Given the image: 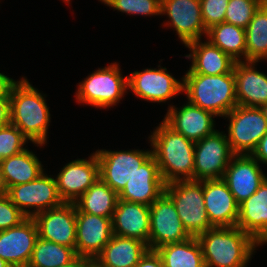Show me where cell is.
<instances>
[{
  "label": "cell",
  "instance_id": "obj_1",
  "mask_svg": "<svg viewBox=\"0 0 267 267\" xmlns=\"http://www.w3.org/2000/svg\"><path fill=\"white\" fill-rule=\"evenodd\" d=\"M47 95L35 88L26 77L12 87L10 93V123L37 147L47 145L51 114Z\"/></svg>",
  "mask_w": 267,
  "mask_h": 267
},
{
  "label": "cell",
  "instance_id": "obj_2",
  "mask_svg": "<svg viewBox=\"0 0 267 267\" xmlns=\"http://www.w3.org/2000/svg\"><path fill=\"white\" fill-rule=\"evenodd\" d=\"M148 141L165 184L193 180L195 143L174 131L163 120Z\"/></svg>",
  "mask_w": 267,
  "mask_h": 267
},
{
  "label": "cell",
  "instance_id": "obj_3",
  "mask_svg": "<svg viewBox=\"0 0 267 267\" xmlns=\"http://www.w3.org/2000/svg\"><path fill=\"white\" fill-rule=\"evenodd\" d=\"M205 267H248L259 243L237 226L212 227L197 236Z\"/></svg>",
  "mask_w": 267,
  "mask_h": 267
},
{
  "label": "cell",
  "instance_id": "obj_4",
  "mask_svg": "<svg viewBox=\"0 0 267 267\" xmlns=\"http://www.w3.org/2000/svg\"><path fill=\"white\" fill-rule=\"evenodd\" d=\"M182 79V94L187 102L216 117H224L237 106L233 71L219 75L184 74Z\"/></svg>",
  "mask_w": 267,
  "mask_h": 267
},
{
  "label": "cell",
  "instance_id": "obj_5",
  "mask_svg": "<svg viewBox=\"0 0 267 267\" xmlns=\"http://www.w3.org/2000/svg\"><path fill=\"white\" fill-rule=\"evenodd\" d=\"M122 73L117 62L96 69L76 85V103L98 109L116 106L128 94V75Z\"/></svg>",
  "mask_w": 267,
  "mask_h": 267
},
{
  "label": "cell",
  "instance_id": "obj_6",
  "mask_svg": "<svg viewBox=\"0 0 267 267\" xmlns=\"http://www.w3.org/2000/svg\"><path fill=\"white\" fill-rule=\"evenodd\" d=\"M164 192L171 198L186 231L197 237L213 226L207 216L203 181L177 180L165 184Z\"/></svg>",
  "mask_w": 267,
  "mask_h": 267
},
{
  "label": "cell",
  "instance_id": "obj_7",
  "mask_svg": "<svg viewBox=\"0 0 267 267\" xmlns=\"http://www.w3.org/2000/svg\"><path fill=\"white\" fill-rule=\"evenodd\" d=\"M224 119H227V139L234 154L251 155L267 133V118L262 107L237 105Z\"/></svg>",
  "mask_w": 267,
  "mask_h": 267
},
{
  "label": "cell",
  "instance_id": "obj_8",
  "mask_svg": "<svg viewBox=\"0 0 267 267\" xmlns=\"http://www.w3.org/2000/svg\"><path fill=\"white\" fill-rule=\"evenodd\" d=\"M52 176L43 172L33 181L11 186L6 194L27 218H33L63 203L57 191L55 175Z\"/></svg>",
  "mask_w": 267,
  "mask_h": 267
},
{
  "label": "cell",
  "instance_id": "obj_9",
  "mask_svg": "<svg viewBox=\"0 0 267 267\" xmlns=\"http://www.w3.org/2000/svg\"><path fill=\"white\" fill-rule=\"evenodd\" d=\"M128 90L135 97L151 103H166L182 95L183 79L179 80L160 64L158 68H145L128 75Z\"/></svg>",
  "mask_w": 267,
  "mask_h": 267
},
{
  "label": "cell",
  "instance_id": "obj_10",
  "mask_svg": "<svg viewBox=\"0 0 267 267\" xmlns=\"http://www.w3.org/2000/svg\"><path fill=\"white\" fill-rule=\"evenodd\" d=\"M225 131L195 142L193 180L222 179L231 158L235 155L230 148Z\"/></svg>",
  "mask_w": 267,
  "mask_h": 267
},
{
  "label": "cell",
  "instance_id": "obj_11",
  "mask_svg": "<svg viewBox=\"0 0 267 267\" xmlns=\"http://www.w3.org/2000/svg\"><path fill=\"white\" fill-rule=\"evenodd\" d=\"M99 161V177L117 194L125 187L137 169L152 155V149L95 151Z\"/></svg>",
  "mask_w": 267,
  "mask_h": 267
},
{
  "label": "cell",
  "instance_id": "obj_12",
  "mask_svg": "<svg viewBox=\"0 0 267 267\" xmlns=\"http://www.w3.org/2000/svg\"><path fill=\"white\" fill-rule=\"evenodd\" d=\"M192 237L184 228L171 198L163 192L150 205L149 249L187 240Z\"/></svg>",
  "mask_w": 267,
  "mask_h": 267
},
{
  "label": "cell",
  "instance_id": "obj_13",
  "mask_svg": "<svg viewBox=\"0 0 267 267\" xmlns=\"http://www.w3.org/2000/svg\"><path fill=\"white\" fill-rule=\"evenodd\" d=\"M161 15L168 17L162 26L176 31L184 46L206 37L200 0H161Z\"/></svg>",
  "mask_w": 267,
  "mask_h": 267
},
{
  "label": "cell",
  "instance_id": "obj_14",
  "mask_svg": "<svg viewBox=\"0 0 267 267\" xmlns=\"http://www.w3.org/2000/svg\"><path fill=\"white\" fill-rule=\"evenodd\" d=\"M99 178V161L95 152L77 158L61 168L55 176L57 191L63 202L74 203Z\"/></svg>",
  "mask_w": 267,
  "mask_h": 267
},
{
  "label": "cell",
  "instance_id": "obj_15",
  "mask_svg": "<svg viewBox=\"0 0 267 267\" xmlns=\"http://www.w3.org/2000/svg\"><path fill=\"white\" fill-rule=\"evenodd\" d=\"M38 236L75 250L76 245V206L63 202L60 206L36 214Z\"/></svg>",
  "mask_w": 267,
  "mask_h": 267
},
{
  "label": "cell",
  "instance_id": "obj_16",
  "mask_svg": "<svg viewBox=\"0 0 267 267\" xmlns=\"http://www.w3.org/2000/svg\"><path fill=\"white\" fill-rule=\"evenodd\" d=\"M185 102L179 108L170 104L162 120L174 131L194 143L213 134L217 130L214 121L216 116L187 101Z\"/></svg>",
  "mask_w": 267,
  "mask_h": 267
},
{
  "label": "cell",
  "instance_id": "obj_17",
  "mask_svg": "<svg viewBox=\"0 0 267 267\" xmlns=\"http://www.w3.org/2000/svg\"><path fill=\"white\" fill-rule=\"evenodd\" d=\"M263 172L261 164L252 155L235 154L222 179L240 204L254 194L266 179L267 174Z\"/></svg>",
  "mask_w": 267,
  "mask_h": 267
},
{
  "label": "cell",
  "instance_id": "obj_18",
  "mask_svg": "<svg viewBox=\"0 0 267 267\" xmlns=\"http://www.w3.org/2000/svg\"><path fill=\"white\" fill-rule=\"evenodd\" d=\"M112 236V218L87 214L76 208L75 251L77 256L93 261Z\"/></svg>",
  "mask_w": 267,
  "mask_h": 267
},
{
  "label": "cell",
  "instance_id": "obj_19",
  "mask_svg": "<svg viewBox=\"0 0 267 267\" xmlns=\"http://www.w3.org/2000/svg\"><path fill=\"white\" fill-rule=\"evenodd\" d=\"M38 237L33 218H26L18 226L0 231V258L12 267H27Z\"/></svg>",
  "mask_w": 267,
  "mask_h": 267
},
{
  "label": "cell",
  "instance_id": "obj_20",
  "mask_svg": "<svg viewBox=\"0 0 267 267\" xmlns=\"http://www.w3.org/2000/svg\"><path fill=\"white\" fill-rule=\"evenodd\" d=\"M203 196L207 216L213 227L236 226L239 204L223 179L203 180Z\"/></svg>",
  "mask_w": 267,
  "mask_h": 267
},
{
  "label": "cell",
  "instance_id": "obj_21",
  "mask_svg": "<svg viewBox=\"0 0 267 267\" xmlns=\"http://www.w3.org/2000/svg\"><path fill=\"white\" fill-rule=\"evenodd\" d=\"M165 183L161 177L158 163L151 155L118 194L119 199L150 206L163 192Z\"/></svg>",
  "mask_w": 267,
  "mask_h": 267
},
{
  "label": "cell",
  "instance_id": "obj_22",
  "mask_svg": "<svg viewBox=\"0 0 267 267\" xmlns=\"http://www.w3.org/2000/svg\"><path fill=\"white\" fill-rule=\"evenodd\" d=\"M256 61L235 62L233 73L237 105L263 107L267 105V74L260 72Z\"/></svg>",
  "mask_w": 267,
  "mask_h": 267
},
{
  "label": "cell",
  "instance_id": "obj_23",
  "mask_svg": "<svg viewBox=\"0 0 267 267\" xmlns=\"http://www.w3.org/2000/svg\"><path fill=\"white\" fill-rule=\"evenodd\" d=\"M112 230L115 235L141 240L149 248L150 206L118 199Z\"/></svg>",
  "mask_w": 267,
  "mask_h": 267
},
{
  "label": "cell",
  "instance_id": "obj_24",
  "mask_svg": "<svg viewBox=\"0 0 267 267\" xmlns=\"http://www.w3.org/2000/svg\"><path fill=\"white\" fill-rule=\"evenodd\" d=\"M185 47L190 51L185 58L192 61L185 74L219 75L234 69L236 61L208 40L192 41Z\"/></svg>",
  "mask_w": 267,
  "mask_h": 267
},
{
  "label": "cell",
  "instance_id": "obj_25",
  "mask_svg": "<svg viewBox=\"0 0 267 267\" xmlns=\"http://www.w3.org/2000/svg\"><path fill=\"white\" fill-rule=\"evenodd\" d=\"M236 226L251 235L258 246L267 245V177L254 194L239 204Z\"/></svg>",
  "mask_w": 267,
  "mask_h": 267
},
{
  "label": "cell",
  "instance_id": "obj_26",
  "mask_svg": "<svg viewBox=\"0 0 267 267\" xmlns=\"http://www.w3.org/2000/svg\"><path fill=\"white\" fill-rule=\"evenodd\" d=\"M148 249L141 240L113 234L93 261L99 267H134Z\"/></svg>",
  "mask_w": 267,
  "mask_h": 267
},
{
  "label": "cell",
  "instance_id": "obj_27",
  "mask_svg": "<svg viewBox=\"0 0 267 267\" xmlns=\"http://www.w3.org/2000/svg\"><path fill=\"white\" fill-rule=\"evenodd\" d=\"M0 166L7 190L11 186L33 181L45 172L42 162L36 156L35 152L33 153L29 148L3 159L0 162Z\"/></svg>",
  "mask_w": 267,
  "mask_h": 267
},
{
  "label": "cell",
  "instance_id": "obj_28",
  "mask_svg": "<svg viewBox=\"0 0 267 267\" xmlns=\"http://www.w3.org/2000/svg\"><path fill=\"white\" fill-rule=\"evenodd\" d=\"M118 194L100 177L75 202L80 212L112 218Z\"/></svg>",
  "mask_w": 267,
  "mask_h": 267
},
{
  "label": "cell",
  "instance_id": "obj_29",
  "mask_svg": "<svg viewBox=\"0 0 267 267\" xmlns=\"http://www.w3.org/2000/svg\"><path fill=\"white\" fill-rule=\"evenodd\" d=\"M156 251L164 267H205L202 248L195 236L161 246Z\"/></svg>",
  "mask_w": 267,
  "mask_h": 267
},
{
  "label": "cell",
  "instance_id": "obj_30",
  "mask_svg": "<svg viewBox=\"0 0 267 267\" xmlns=\"http://www.w3.org/2000/svg\"><path fill=\"white\" fill-rule=\"evenodd\" d=\"M206 40L220 48L236 62L245 61V29L230 23H219L207 29Z\"/></svg>",
  "mask_w": 267,
  "mask_h": 267
},
{
  "label": "cell",
  "instance_id": "obj_31",
  "mask_svg": "<svg viewBox=\"0 0 267 267\" xmlns=\"http://www.w3.org/2000/svg\"><path fill=\"white\" fill-rule=\"evenodd\" d=\"M245 61L267 60V8L259 7L245 29Z\"/></svg>",
  "mask_w": 267,
  "mask_h": 267
},
{
  "label": "cell",
  "instance_id": "obj_32",
  "mask_svg": "<svg viewBox=\"0 0 267 267\" xmlns=\"http://www.w3.org/2000/svg\"><path fill=\"white\" fill-rule=\"evenodd\" d=\"M76 257L73 248L38 237L27 267H60Z\"/></svg>",
  "mask_w": 267,
  "mask_h": 267
},
{
  "label": "cell",
  "instance_id": "obj_33",
  "mask_svg": "<svg viewBox=\"0 0 267 267\" xmlns=\"http://www.w3.org/2000/svg\"><path fill=\"white\" fill-rule=\"evenodd\" d=\"M121 13L142 16H160L161 0H99Z\"/></svg>",
  "mask_w": 267,
  "mask_h": 267
},
{
  "label": "cell",
  "instance_id": "obj_34",
  "mask_svg": "<svg viewBox=\"0 0 267 267\" xmlns=\"http://www.w3.org/2000/svg\"><path fill=\"white\" fill-rule=\"evenodd\" d=\"M259 7V0H229L224 22L246 29Z\"/></svg>",
  "mask_w": 267,
  "mask_h": 267
},
{
  "label": "cell",
  "instance_id": "obj_35",
  "mask_svg": "<svg viewBox=\"0 0 267 267\" xmlns=\"http://www.w3.org/2000/svg\"><path fill=\"white\" fill-rule=\"evenodd\" d=\"M29 142L15 125L9 123L0 127V162L26 149Z\"/></svg>",
  "mask_w": 267,
  "mask_h": 267
},
{
  "label": "cell",
  "instance_id": "obj_36",
  "mask_svg": "<svg viewBox=\"0 0 267 267\" xmlns=\"http://www.w3.org/2000/svg\"><path fill=\"white\" fill-rule=\"evenodd\" d=\"M203 24L206 29L224 22L229 0H200Z\"/></svg>",
  "mask_w": 267,
  "mask_h": 267
},
{
  "label": "cell",
  "instance_id": "obj_37",
  "mask_svg": "<svg viewBox=\"0 0 267 267\" xmlns=\"http://www.w3.org/2000/svg\"><path fill=\"white\" fill-rule=\"evenodd\" d=\"M26 218L7 194L0 195V231L18 226Z\"/></svg>",
  "mask_w": 267,
  "mask_h": 267
},
{
  "label": "cell",
  "instance_id": "obj_38",
  "mask_svg": "<svg viewBox=\"0 0 267 267\" xmlns=\"http://www.w3.org/2000/svg\"><path fill=\"white\" fill-rule=\"evenodd\" d=\"M134 267H164L156 250L148 249Z\"/></svg>",
  "mask_w": 267,
  "mask_h": 267
},
{
  "label": "cell",
  "instance_id": "obj_39",
  "mask_svg": "<svg viewBox=\"0 0 267 267\" xmlns=\"http://www.w3.org/2000/svg\"><path fill=\"white\" fill-rule=\"evenodd\" d=\"M251 155L260 164L267 166V133L260 139L259 144Z\"/></svg>",
  "mask_w": 267,
  "mask_h": 267
},
{
  "label": "cell",
  "instance_id": "obj_40",
  "mask_svg": "<svg viewBox=\"0 0 267 267\" xmlns=\"http://www.w3.org/2000/svg\"><path fill=\"white\" fill-rule=\"evenodd\" d=\"M18 82L0 72V97H10L12 87Z\"/></svg>",
  "mask_w": 267,
  "mask_h": 267
},
{
  "label": "cell",
  "instance_id": "obj_41",
  "mask_svg": "<svg viewBox=\"0 0 267 267\" xmlns=\"http://www.w3.org/2000/svg\"><path fill=\"white\" fill-rule=\"evenodd\" d=\"M10 123V98L0 97V127Z\"/></svg>",
  "mask_w": 267,
  "mask_h": 267
},
{
  "label": "cell",
  "instance_id": "obj_42",
  "mask_svg": "<svg viewBox=\"0 0 267 267\" xmlns=\"http://www.w3.org/2000/svg\"><path fill=\"white\" fill-rule=\"evenodd\" d=\"M91 261L89 258L77 256L72 262L60 267H86Z\"/></svg>",
  "mask_w": 267,
  "mask_h": 267
},
{
  "label": "cell",
  "instance_id": "obj_43",
  "mask_svg": "<svg viewBox=\"0 0 267 267\" xmlns=\"http://www.w3.org/2000/svg\"><path fill=\"white\" fill-rule=\"evenodd\" d=\"M6 193H7V189H6L5 183L3 181L2 170H1V166H0V195L6 194Z\"/></svg>",
  "mask_w": 267,
  "mask_h": 267
},
{
  "label": "cell",
  "instance_id": "obj_44",
  "mask_svg": "<svg viewBox=\"0 0 267 267\" xmlns=\"http://www.w3.org/2000/svg\"><path fill=\"white\" fill-rule=\"evenodd\" d=\"M0 267H12L9 263H7L5 260L0 258Z\"/></svg>",
  "mask_w": 267,
  "mask_h": 267
},
{
  "label": "cell",
  "instance_id": "obj_45",
  "mask_svg": "<svg viewBox=\"0 0 267 267\" xmlns=\"http://www.w3.org/2000/svg\"><path fill=\"white\" fill-rule=\"evenodd\" d=\"M260 1V6L263 8H267V0H259Z\"/></svg>",
  "mask_w": 267,
  "mask_h": 267
},
{
  "label": "cell",
  "instance_id": "obj_46",
  "mask_svg": "<svg viewBox=\"0 0 267 267\" xmlns=\"http://www.w3.org/2000/svg\"><path fill=\"white\" fill-rule=\"evenodd\" d=\"M86 267H99L94 261H91Z\"/></svg>",
  "mask_w": 267,
  "mask_h": 267
},
{
  "label": "cell",
  "instance_id": "obj_47",
  "mask_svg": "<svg viewBox=\"0 0 267 267\" xmlns=\"http://www.w3.org/2000/svg\"><path fill=\"white\" fill-rule=\"evenodd\" d=\"M262 108H263L265 115H266V118H267V105L263 106Z\"/></svg>",
  "mask_w": 267,
  "mask_h": 267
},
{
  "label": "cell",
  "instance_id": "obj_48",
  "mask_svg": "<svg viewBox=\"0 0 267 267\" xmlns=\"http://www.w3.org/2000/svg\"><path fill=\"white\" fill-rule=\"evenodd\" d=\"M64 3L70 5L71 0H62Z\"/></svg>",
  "mask_w": 267,
  "mask_h": 267
}]
</instances>
